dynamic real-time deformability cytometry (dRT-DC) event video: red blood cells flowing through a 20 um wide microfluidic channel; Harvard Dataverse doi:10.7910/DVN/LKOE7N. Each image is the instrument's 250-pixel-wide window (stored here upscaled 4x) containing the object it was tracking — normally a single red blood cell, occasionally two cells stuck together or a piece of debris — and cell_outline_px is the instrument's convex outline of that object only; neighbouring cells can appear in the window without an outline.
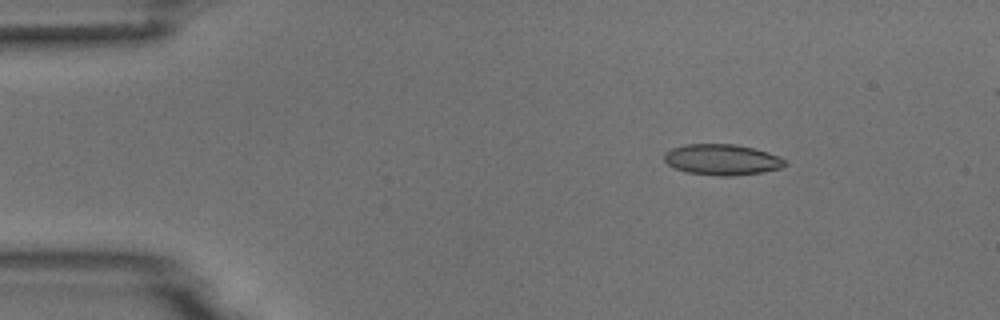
{"species": "common noctule bat (a hibernating species)", "species_latin": "Nyctalus noctula", "temperature_condition": "room temperature", "stored_images_in_passage": 4, "camera_frame_rate_fps": 3000, "um_per_image_px": 0.085, "animal": {"sex": "male", "body_mass_g": 18.8}, "frame": {"image": 1, "passage_image": 2, "time_ms": 2.0, "image_size_px": [1000, 320], "cell_outline_px": [[788, 164], [780, 168], [760, 172], [732, 176], [720, 176], [688, 172], [676, 168], [668, 164], [664, 160], [664, 152], [672, 148], [684, 144], [736, 144], [768, 152], [784, 160]], "centroid_in_image_um": [61.34, 13.56], "position_along_channel_um": 23.7, "area_um2": 21.5}}
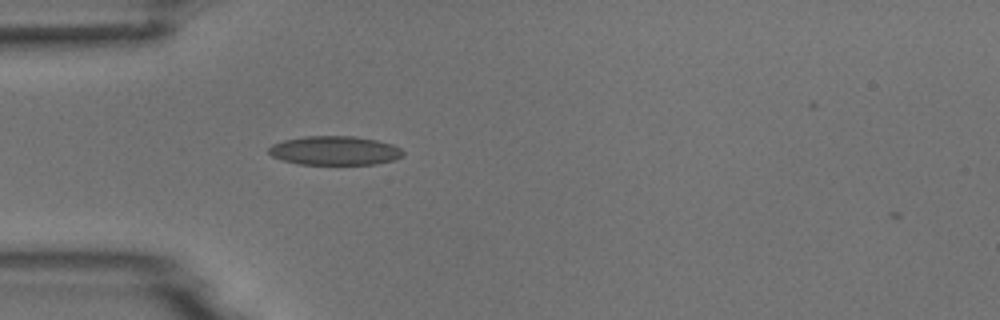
{"frame": {"image": 2, "passage_image": 4, "time_ms": 4.667, "image_size_px": [1000, 320], "cell_outline_px": [[404, 156], [396, 160], [376, 164], [300, 164], [284, 160], [272, 156], [268, 152], [268, 148], [272, 144], [284, 140], [308, 136], [352, 136], [376, 140], [392, 144], [400, 148], [404, 152]], "centroid_in_image_um": [28.49, 12.8], "position_along_channel_um": 56.5, "area_um2": 22.66}}